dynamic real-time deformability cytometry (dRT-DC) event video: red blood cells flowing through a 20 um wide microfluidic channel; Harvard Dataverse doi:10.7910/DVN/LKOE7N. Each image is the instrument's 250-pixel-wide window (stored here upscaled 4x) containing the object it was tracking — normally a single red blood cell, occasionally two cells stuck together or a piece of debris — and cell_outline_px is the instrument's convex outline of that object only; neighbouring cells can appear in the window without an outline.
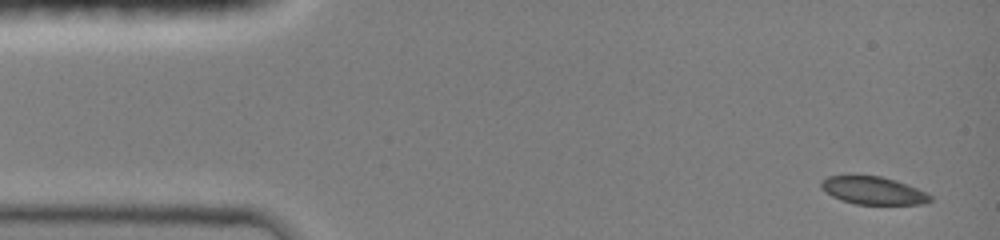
{"species": "common noctule bat (a hibernating species)", "species_latin": "Nyctalus noctula", "temperature_condition": "room temperature", "stored_images_in_passage": 4, "camera_frame_rate_fps": 3000, "um_per_image_px": 0.085, "animal": {"sex": "female", "body_mass_g": 19.0, "forearm_length_mm": 51.5}, "frame": {"image": 1, "passage_image": 1, "time_ms": 0.0, "image_size_px": [1000, 240], "cell_outline_px": [[932, 200], [920, 204], [856, 204], [832, 196], [820, 188], [820, 184], [828, 176], [880, 176], [916, 188], [932, 196]], "centroid_in_image_um": [74.2, 16.2], "position_along_channel_um": 10.8, "area_um2": 17.11}}
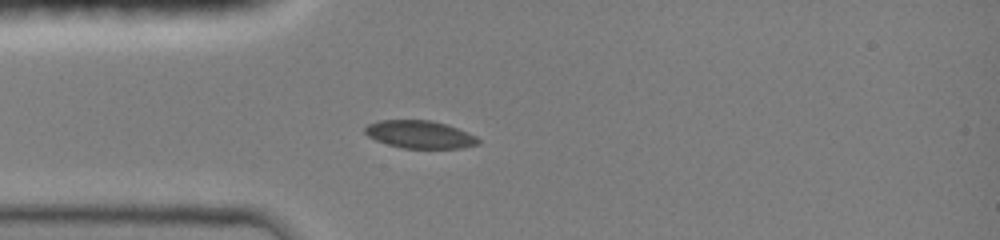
{"frame": {"image": 2, "passage_image": 4, "time_ms": 3.333, "image_size_px": [1000, 240], "cell_outline_px": [[480, 144], [460, 148], [404, 148], [388, 144], [376, 140], [368, 136], [364, 132], [364, 128], [368, 124], [380, 120], [432, 120], [456, 128], [476, 136], [480, 140]], "centroid_in_image_um": [35.67, 11.43], "position_along_channel_um": 49.3, "area_um2": 18.15}}